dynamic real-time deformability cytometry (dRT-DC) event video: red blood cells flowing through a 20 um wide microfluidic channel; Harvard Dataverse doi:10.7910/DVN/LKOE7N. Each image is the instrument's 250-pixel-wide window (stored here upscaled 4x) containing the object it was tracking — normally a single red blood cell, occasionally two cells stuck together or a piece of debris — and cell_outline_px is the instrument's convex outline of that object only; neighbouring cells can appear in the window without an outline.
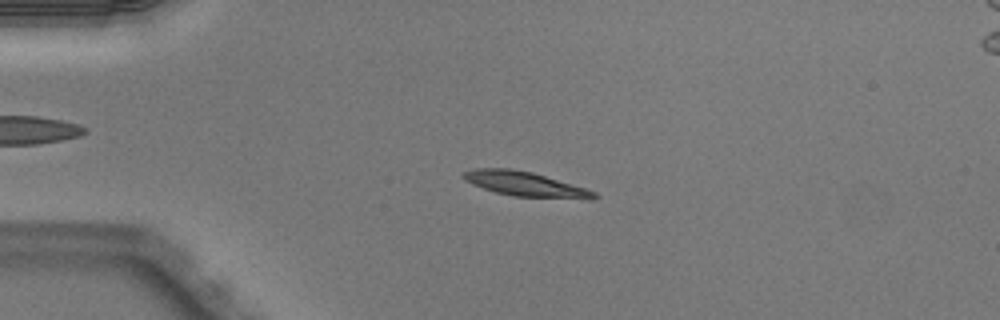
{"species": "Egyptian fruit bat (a non-hibernating species)", "species_latin": "Rousettus aegyptiacus", "temperature_condition": "warm", "stored_images_in_passage": 50, "camera_frame_rate_fps": 3000, "um_per_image_px": 0.085, "animal": {"sex": "male"}, "frame": {"image": 1, "passage_image": 12, "time_ms": 3.667, "image_size_px": [1000, 320], "cell_outline_px": [[600, 196], [592, 200], [588, 200], [512, 196], [496, 192], [472, 184], [464, 180], [460, 176], [464, 172], [476, 168], [508, 168], [532, 172], [584, 188], [596, 192]], "centroid_in_image_um": [44.67, 15.66], "position_along_channel_um": 40.3, "area_um2": 18.84}}
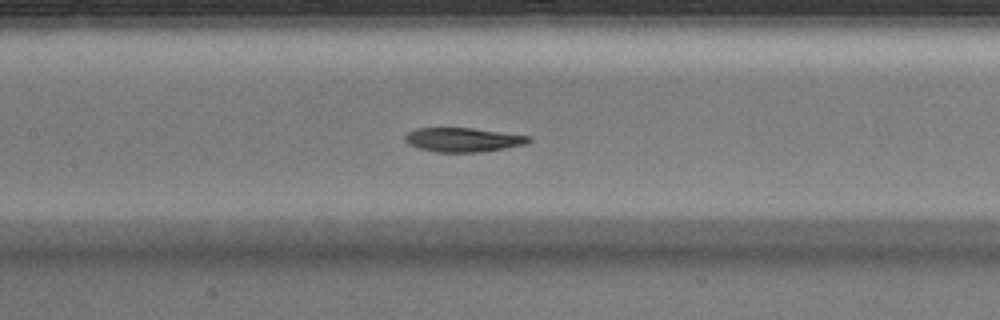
{"frame": {"image": 2, "passage_image": 24, "time_ms": 7.667, "image_size_px": [1000, 320], "cell_outline_px": [[532, 140], [528, 144], [480, 152], [436, 152], [420, 148], [408, 144], [404, 140], [404, 136], [408, 132], [416, 128], [472, 128], [532, 136]], "centroid_in_image_um": [39.38, 11.88], "position_along_channel_um": 168.0, "area_um2": 17.46}}
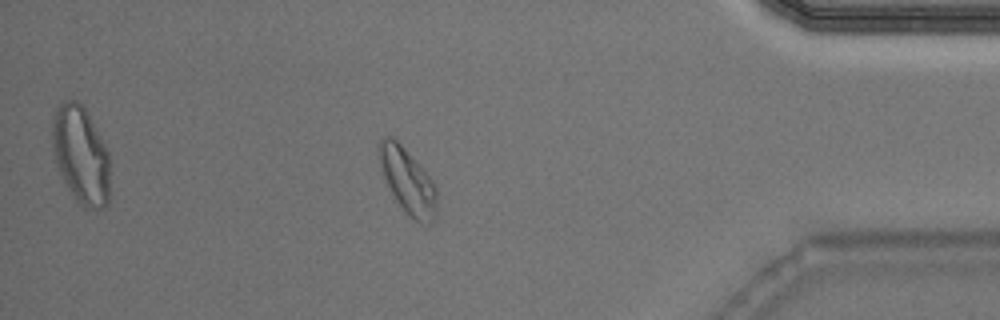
{"frame": {"image": 3, "passage_image": 44, "time_ms": 14.333, "image_size_px": [1000, 320], "cell_outline_px": [[436, 216], [432, 224], [420, 224], [408, 216], [396, 200], [384, 176], [376, 156], [376, 148], [380, 140], [388, 136], [396, 140], [400, 144], [432, 180], [436, 188]], "centroid_in_image_um": [34.64, 15.42], "position_along_channel_um": 400.6, "area_um2": 21.79}, "authors_computed_cell_mechanics": {"area_um2": 18.3515, "velocity_mm_per_s": 4.0056, "shape_relaxation_time_tau1_ms": 7.2317, "shape_relaxation_time_tau2_ms": null, "deformation_change_tau1": 0.2205, "deformation_change_tau2": null}}